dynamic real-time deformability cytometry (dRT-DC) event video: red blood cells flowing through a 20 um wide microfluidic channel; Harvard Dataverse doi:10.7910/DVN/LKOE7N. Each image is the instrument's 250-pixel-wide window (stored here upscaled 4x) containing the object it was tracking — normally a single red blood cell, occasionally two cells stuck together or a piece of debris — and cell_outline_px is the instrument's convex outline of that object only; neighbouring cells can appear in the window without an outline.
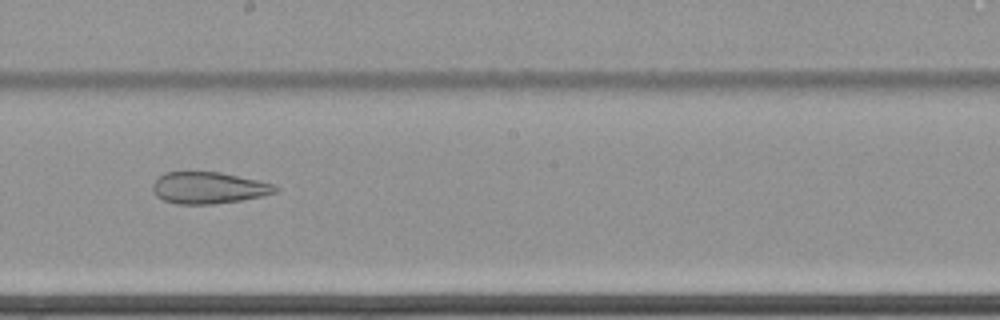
{"species": "common noctule bat (a hibernating species)", "species_latin": "Nyctalus noctula", "temperature_condition": "cold", "stored_images_in_passage": 59, "camera_frame_rate_fps": 3000, "um_per_image_px": 0.085, "animal": {"sex": "female", "body_mass_g": 22.7, "forearm_length_mm": 54.2}, "frame": {"image": 1, "passage_image": 34, "time_ms": 11.0, "image_size_px": [1000, 320], "cell_outline_px": [[280, 188], [276, 192], [260, 196], [240, 200], [212, 204], [176, 204], [164, 200], [156, 196], [152, 192], [152, 184], [164, 172], [220, 172], [256, 180], [272, 184]], "centroid_in_image_um": [17.68, 15.97], "position_along_channel_um": 230.5, "area_um2": 22.43}}
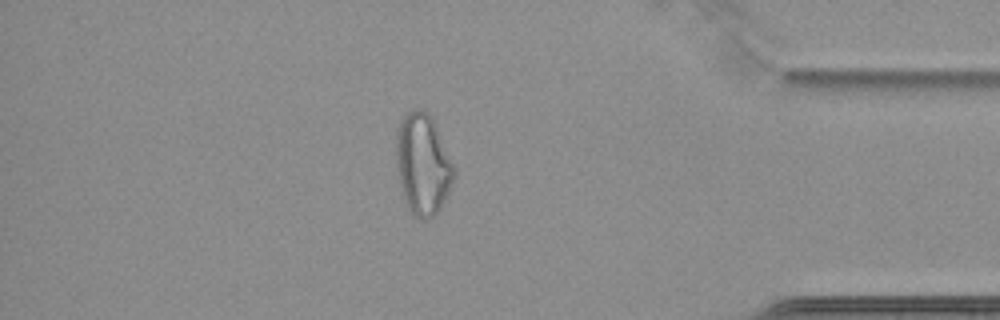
{"frame": {"image": 2, "passage_image": 51, "time_ms": 16.667, "image_size_px": [1000, 320], "cell_outline_px": [[456, 176], [440, 208], [428, 220], [420, 220], [408, 208], [404, 200], [396, 168], [396, 132], [400, 120], [404, 112], [412, 108], [420, 108], [428, 112], [432, 116], [456, 168]], "centroid_in_image_um": [35.94, 13.9], "position_along_channel_um": 399.3, "area_um2": 34.68}}